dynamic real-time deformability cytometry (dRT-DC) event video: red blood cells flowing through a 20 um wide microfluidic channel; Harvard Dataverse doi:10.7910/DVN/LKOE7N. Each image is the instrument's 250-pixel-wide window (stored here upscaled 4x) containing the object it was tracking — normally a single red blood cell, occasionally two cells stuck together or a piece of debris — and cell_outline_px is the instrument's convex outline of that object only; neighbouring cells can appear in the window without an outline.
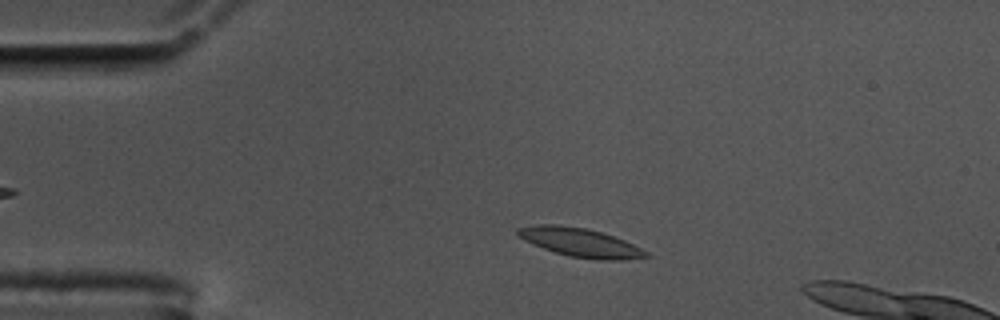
{"species": "common noctule bat (a hibernating species)", "species_latin": "Nyctalus noctula", "temperature_condition": "cold", "stored_images_in_passage": 12, "camera_frame_rate_fps": 3000, "um_per_image_px": 0.085, "animal": {"sex": "male", "body_mass_g": 17.5, "forearm_length_mm": 52.3}, "frame": {"image": 1, "passage_image": 7, "time_ms": 2.0, "image_size_px": [1000, 320], "cell_outline_px": [[652, 256], [628, 260], [596, 260], [568, 256], [544, 248], [524, 240], [516, 236], [516, 228], [540, 224], [556, 224], [588, 228], [624, 240], [648, 252]], "centroid_in_image_um": [49.32, 20.61], "position_along_channel_um": 35.7, "area_um2": 21.56}}